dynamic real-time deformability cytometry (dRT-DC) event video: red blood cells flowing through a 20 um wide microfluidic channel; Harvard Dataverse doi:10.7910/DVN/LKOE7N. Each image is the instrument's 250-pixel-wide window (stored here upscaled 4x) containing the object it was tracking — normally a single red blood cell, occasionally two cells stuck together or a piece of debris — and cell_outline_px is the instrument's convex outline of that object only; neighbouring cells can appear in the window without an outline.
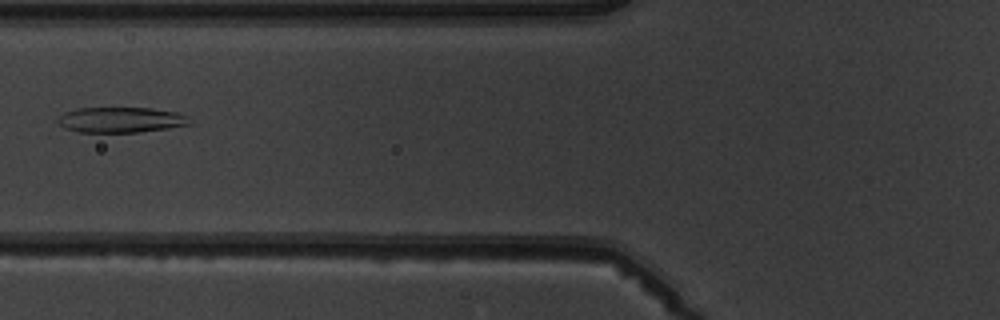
{"species": "common noctule bat (a hibernating species)", "species_latin": "Nyctalus noctula", "temperature_condition": "warm", "stored_images_in_passage": 3, "camera_frame_rate_fps": 3000, "um_per_image_px": 0.085, "animal": {"sex": "male", "body_mass_g": 19.5, "forearm_length_mm": 54.6}, "frame": {"image": 1, "passage_image": 3, "time_ms": 2.333, "image_size_px": [1000, 320], "cell_outline_px": [[192, 124], [168, 128], [136, 132], [80, 132], [64, 128], [56, 120], [64, 112], [80, 108], [148, 108], [176, 112], [188, 116]], "centroid_in_image_um": [10.27, 10.19], "position_along_channel_um": 115.5, "area_um2": 19.42}}